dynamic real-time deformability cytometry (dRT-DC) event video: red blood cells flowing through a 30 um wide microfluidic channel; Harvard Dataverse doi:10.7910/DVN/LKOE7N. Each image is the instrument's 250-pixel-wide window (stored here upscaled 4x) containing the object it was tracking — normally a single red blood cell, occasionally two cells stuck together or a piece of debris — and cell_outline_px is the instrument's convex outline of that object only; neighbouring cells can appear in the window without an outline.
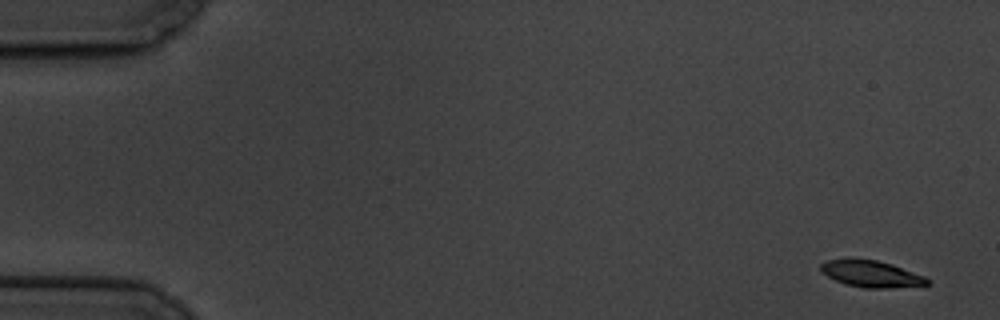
{"species": "common noctule bat (a hibernating species)", "species_latin": "Nyctalus noctula", "temperature_condition": "cold", "stored_images_in_passage": 10, "camera_frame_rate_fps": 3000, "um_per_image_px": 0.085, "animal": {"sex": "male", "body_mass_g": 19.5, "forearm_length_mm": 54.6}, "frame": {"image": 1, "passage_image": 1, "time_ms": 0.0, "image_size_px": [1000, 320], "cell_outline_px": [[928, 284], [884, 288], [864, 288], [844, 284], [820, 272], [820, 264], [828, 260], [876, 260], [892, 264], [924, 276], [928, 280]], "centroid_in_image_um": [74.02, 23.29], "position_along_channel_um": 11.0, "area_um2": 16.01}}
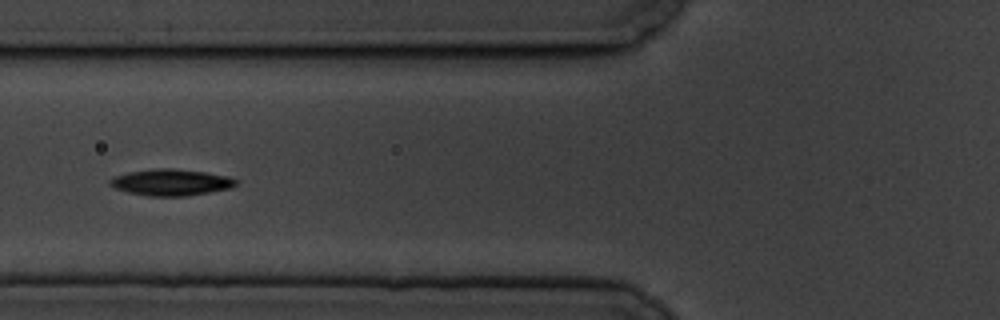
{"frame": {"image": 2, "passage_image": 7, "time_ms": 7.0, "image_size_px": [1000, 320], "cell_outline_px": [[236, 184], [228, 188], [188, 196], [148, 196], [128, 192], [116, 188], [108, 184], [108, 180], [112, 176], [128, 172], [156, 168], [172, 168], [204, 172], [228, 176], [236, 180]], "centroid_in_image_um": [14.46, 15.49], "position_along_channel_um": 111.3, "area_um2": 19.31}}
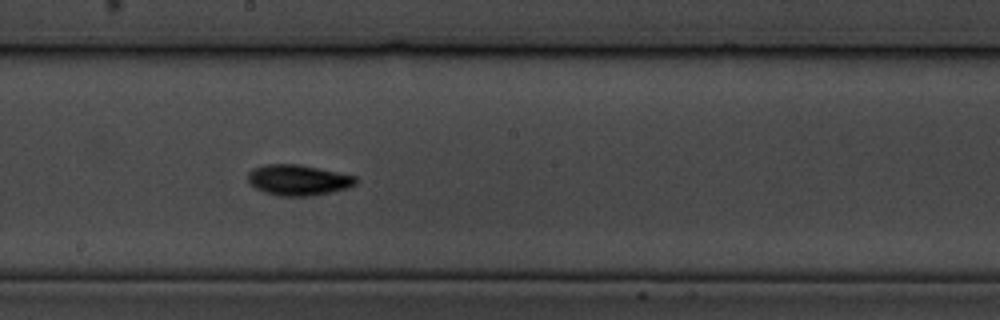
{"frame": {"image": 3, "passage_image": 10, "time_ms": 10.333, "image_size_px": [1000, 320], "cell_outline_px": [[356, 184], [348, 188], [332, 192], [312, 196], [280, 196], [264, 192], [256, 188], [248, 180], [248, 172], [252, 168], [264, 164], [300, 164], [356, 176]], "centroid_in_image_um": [25.34, 15.3], "position_along_channel_um": 222.9, "area_um2": 19.36}}